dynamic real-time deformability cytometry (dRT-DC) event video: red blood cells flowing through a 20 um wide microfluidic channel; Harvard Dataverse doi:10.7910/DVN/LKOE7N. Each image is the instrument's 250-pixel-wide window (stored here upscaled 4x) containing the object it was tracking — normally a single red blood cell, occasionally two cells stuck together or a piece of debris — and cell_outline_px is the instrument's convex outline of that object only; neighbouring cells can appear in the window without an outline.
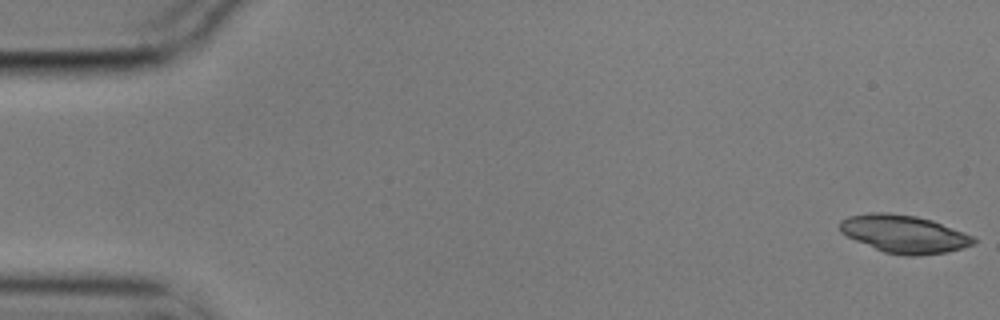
{"species": "common noctule bat (a hibernating species)", "species_latin": "Nyctalus noctula", "temperature_condition": "cold", "stored_images_in_passage": 55, "camera_frame_rate_fps": 3000, "um_per_image_px": 0.085, "animal": {"sex": "male", "body_mass_g": 17.9}, "frame": {"image": 1, "passage_image": 1, "time_ms": 0.0, "image_size_px": [1000, 320], "cell_outline_px": [[976, 244], [948, 252], [916, 256], [904, 256], [884, 252], [856, 240], [840, 232], [840, 220], [848, 216], [872, 212], [888, 212], [916, 216], [932, 220], [976, 236]], "centroid_in_image_um": [76.89, 19.89], "position_along_channel_um": 8.1, "area_um2": 29.65}}